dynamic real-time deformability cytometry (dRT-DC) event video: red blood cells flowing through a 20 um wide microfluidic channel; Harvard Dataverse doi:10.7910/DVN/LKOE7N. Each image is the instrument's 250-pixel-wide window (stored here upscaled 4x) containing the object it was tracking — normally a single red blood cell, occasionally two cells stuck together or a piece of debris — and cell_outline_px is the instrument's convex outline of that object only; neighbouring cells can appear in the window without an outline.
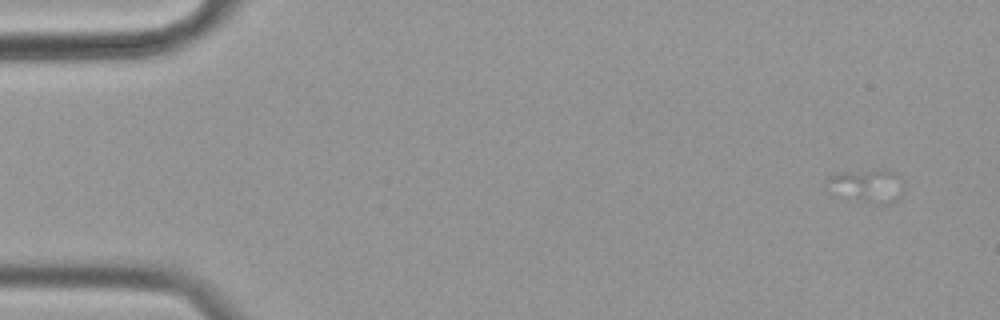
{"species": "common noctule bat (a hibernating species)", "species_latin": "Nyctalus noctula", "temperature_condition": "cold", "stored_images_in_passage": 12, "camera_frame_rate_fps": 3000, "um_per_image_px": 0.085, "animal": {"sex": "female", "body_mass_g": 19.9}, "frame": {"image": 1, "passage_image": 1, "time_ms": 0.0, "image_size_px": [1000, 320], "cell_outline_px": [[904, 180], [896, 200], [888, 204], [876, 204], [848, 200], [824, 180], [828, 176], [836, 172], [896, 172]], "centroid_in_image_um": [73.72, 15.83], "position_along_channel_um": 11.3, "area_um2": 14.22}}